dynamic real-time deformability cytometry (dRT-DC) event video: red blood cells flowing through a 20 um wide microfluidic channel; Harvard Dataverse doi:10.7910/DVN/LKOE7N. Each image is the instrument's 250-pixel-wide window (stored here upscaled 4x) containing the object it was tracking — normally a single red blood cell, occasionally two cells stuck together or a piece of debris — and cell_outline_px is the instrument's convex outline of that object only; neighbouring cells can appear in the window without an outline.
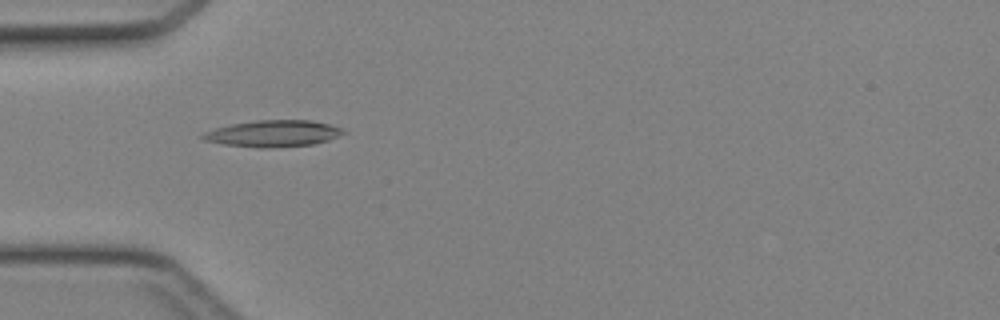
{"species": "Egyptian fruit bat (a non-hibernating species)", "species_latin": "Rousettus aegyptiacus", "temperature_condition": "cold", "stored_images_in_passage": 45, "camera_frame_rate_fps": 3000, "um_per_image_px": 0.085, "animal": {"sex": "female"}, "frame": {"image": 1, "passage_image": 14, "time_ms": 4.333, "image_size_px": [1000, 320], "cell_outline_px": [[344, 132], [340, 136], [328, 140], [312, 144], [268, 148], [256, 148], [224, 144], [204, 140], [200, 136], [204, 132], [216, 128], [232, 124], [256, 120], [312, 120], [328, 124], [340, 128]], "centroid_in_image_um": [23.2, 11.35], "position_along_channel_um": 61.8, "area_um2": 21.56}}
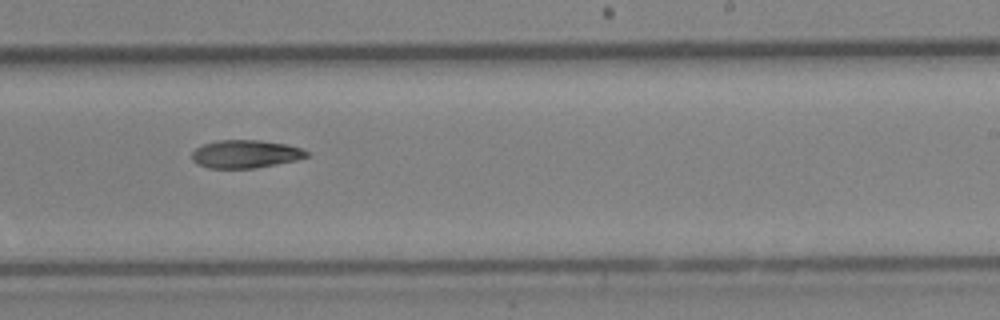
{"frame": {"image": 2, "passage_image": 28, "time_ms": 9.0, "image_size_px": [1000, 320], "cell_outline_px": [[308, 156], [296, 160], [256, 168], [208, 168], [196, 164], [192, 160], [192, 152], [196, 148], [204, 144], [216, 140], [260, 140], [288, 144], [300, 148], [308, 152]], "centroid_in_image_um": [20.84, 13.09], "position_along_channel_um": 268.2, "area_um2": 18.79}}
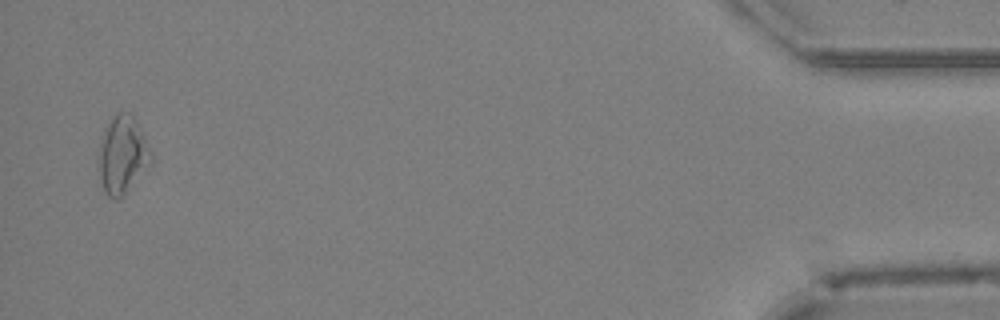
{"frame": {"image": 3, "passage_image": 44, "time_ms": 14.333, "image_size_px": [1000, 320], "cell_outline_px": [[152, 164], [116, 200], [112, 200], [104, 192], [100, 176], [96, 156], [104, 128], [112, 116], [120, 112], [128, 112], [136, 120], [152, 156]], "centroid_in_image_um": [10.36, 13.15], "position_along_channel_um": 424.8, "area_um2": 23.58}}